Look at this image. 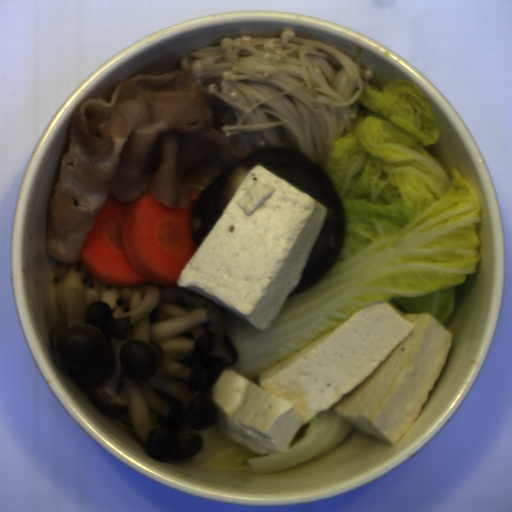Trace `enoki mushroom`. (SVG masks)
<instances>
[{"mask_svg": "<svg viewBox=\"0 0 512 512\" xmlns=\"http://www.w3.org/2000/svg\"><path fill=\"white\" fill-rule=\"evenodd\" d=\"M361 50L353 55L287 29L279 37L224 38L193 50L180 67L226 103L222 131L237 149L281 145L324 169L331 142L352 132L374 78Z\"/></svg>", "mask_w": 512, "mask_h": 512, "instance_id": "1", "label": "enoki mushroom"}]
</instances>
